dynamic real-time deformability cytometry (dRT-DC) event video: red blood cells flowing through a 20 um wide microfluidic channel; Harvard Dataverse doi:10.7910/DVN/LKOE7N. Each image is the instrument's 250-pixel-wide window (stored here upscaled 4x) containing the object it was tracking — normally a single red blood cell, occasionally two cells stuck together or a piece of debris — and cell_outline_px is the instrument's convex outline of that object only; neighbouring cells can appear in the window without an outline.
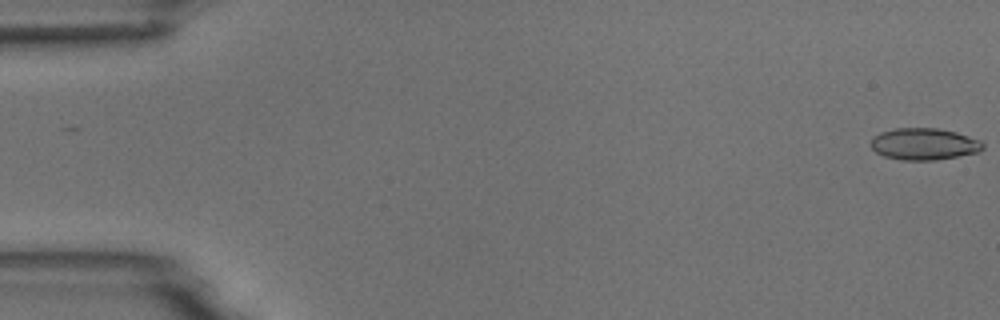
{"species": "common noctule bat (a hibernating species)", "species_latin": "Nyctalus noctula", "temperature_condition": "room temperature", "stored_images_in_passage": 9, "camera_frame_rate_fps": 3000, "um_per_image_px": 0.085, "animal": {"sex": "male", "body_mass_g": 18.8}, "frame": {"image": 1, "passage_image": 1, "time_ms": 0.0, "image_size_px": [1000, 320], "cell_outline_px": [[984, 148], [980, 152], [936, 160], [900, 160], [884, 156], [876, 152], [872, 148], [872, 140], [880, 132], [896, 128], [936, 128], [956, 132], [980, 140], [984, 144]], "centroid_in_image_um": [78.58, 12.25], "position_along_channel_um": 6.4, "area_um2": 20.69}}
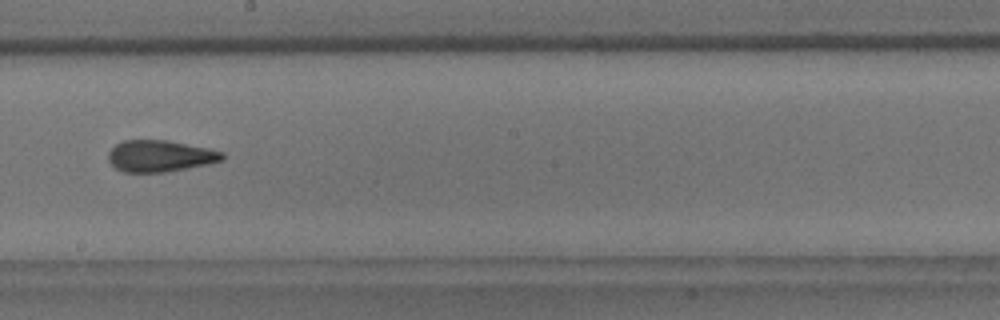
{"frame": {"image": 2, "passage_image": 9, "time_ms": 10.0, "image_size_px": [1000, 320], "cell_outline_px": [[224, 160], [208, 164], [164, 172], [124, 172], [116, 168], [108, 160], [108, 152], [116, 144], [124, 140], [168, 140], [212, 148], [224, 152]], "centroid_in_image_um": [13.64, 13.25], "position_along_channel_um": 234.6, "area_um2": 21.1}}